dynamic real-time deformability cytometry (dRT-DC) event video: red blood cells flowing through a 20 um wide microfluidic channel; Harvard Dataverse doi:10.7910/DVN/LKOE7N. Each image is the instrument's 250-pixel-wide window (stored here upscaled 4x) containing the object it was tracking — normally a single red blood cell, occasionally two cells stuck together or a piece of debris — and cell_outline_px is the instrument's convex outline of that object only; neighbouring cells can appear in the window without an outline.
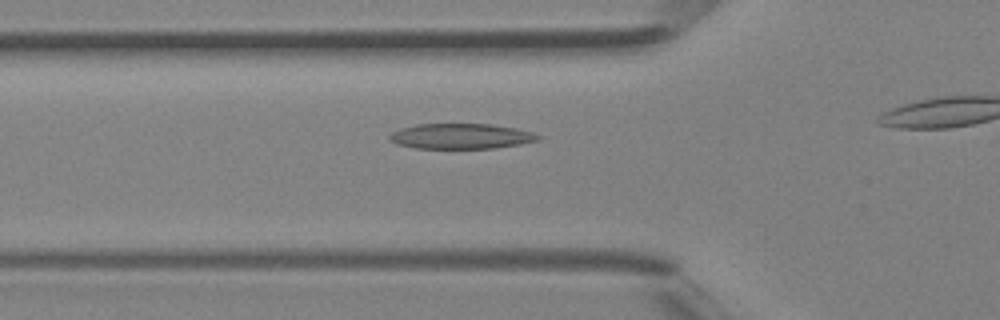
{"species": "Egyptian fruit bat (a non-hibernating species)", "species_latin": "Rousettus aegyptiacus", "temperature_condition": "room temperature", "stored_images_in_passage": 10, "camera_frame_rate_fps": 3000, "um_per_image_px": 0.085, "animal": {"sex": "female"}, "frame": {"image": 1, "passage_image": 6, "time_ms": 1.667, "image_size_px": [1000, 320], "cell_outline_px": [[540, 140], [520, 144], [496, 148], [416, 148], [396, 144], [388, 136], [392, 132], [400, 128], [416, 124], [492, 124], [516, 128], [532, 132], [540, 136]], "centroid_in_image_um": [39.19, 11.57], "position_along_channel_um": 86.6, "area_um2": 21.91}}
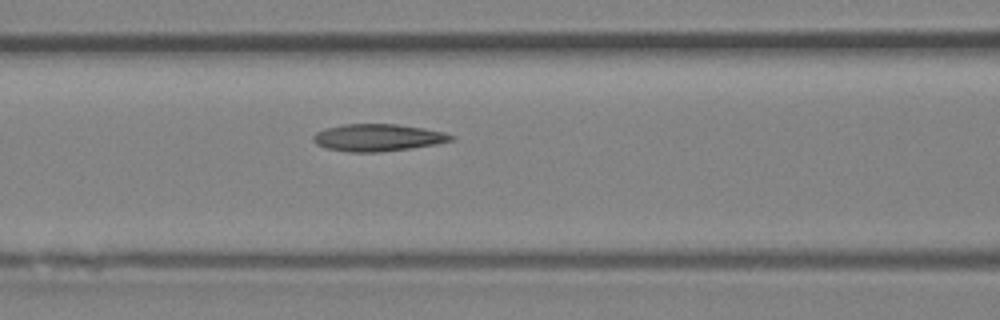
{"frame": {"image": 2, "passage_image": 9, "time_ms": 2.667, "image_size_px": [1000, 320], "cell_outline_px": [[456, 136], [452, 140], [436, 144], [412, 148], [380, 152], [348, 152], [328, 148], [316, 144], [312, 140], [312, 136], [316, 132], [324, 128], [344, 124], [396, 124], [424, 128], [444, 132]], "centroid_in_image_um": [32.1, 11.69], "position_along_channel_um": 134.5, "area_um2": 21.91}}